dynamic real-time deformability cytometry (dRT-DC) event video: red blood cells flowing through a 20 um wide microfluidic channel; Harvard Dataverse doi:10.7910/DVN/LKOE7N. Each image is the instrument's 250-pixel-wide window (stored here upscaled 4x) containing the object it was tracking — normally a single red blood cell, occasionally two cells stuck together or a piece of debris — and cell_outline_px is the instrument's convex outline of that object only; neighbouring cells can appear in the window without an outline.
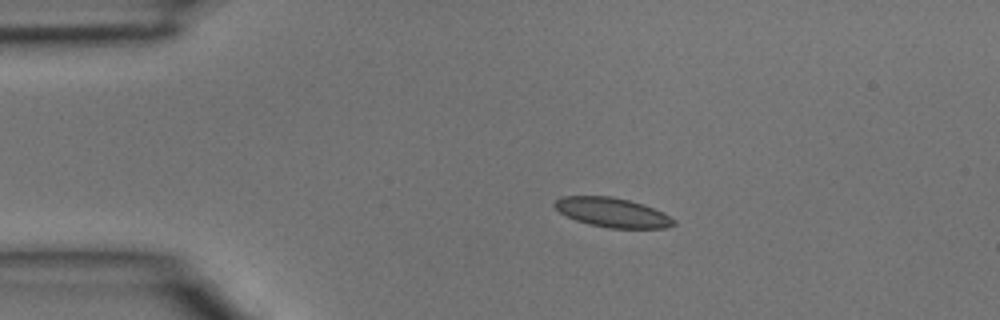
{"species": "common noctule bat (a hibernating species)", "species_latin": "Nyctalus noctula", "temperature_condition": "room temperature", "stored_images_in_passage": 4, "camera_frame_rate_fps": 3000, "um_per_image_px": 0.085, "animal": {"sex": "male", "body_mass_g": 15.6}, "frame": {"image": 1, "passage_image": 2, "time_ms": 0.333, "image_size_px": [1000, 320], "cell_outline_px": [[676, 224], [664, 228], [608, 228], [588, 224], [576, 220], [560, 212], [552, 204], [560, 196], [612, 196], [628, 200], [652, 208], [676, 220]], "centroid_in_image_um": [52.01, 18.06], "position_along_channel_um": 33.0, "area_um2": 20.17}}